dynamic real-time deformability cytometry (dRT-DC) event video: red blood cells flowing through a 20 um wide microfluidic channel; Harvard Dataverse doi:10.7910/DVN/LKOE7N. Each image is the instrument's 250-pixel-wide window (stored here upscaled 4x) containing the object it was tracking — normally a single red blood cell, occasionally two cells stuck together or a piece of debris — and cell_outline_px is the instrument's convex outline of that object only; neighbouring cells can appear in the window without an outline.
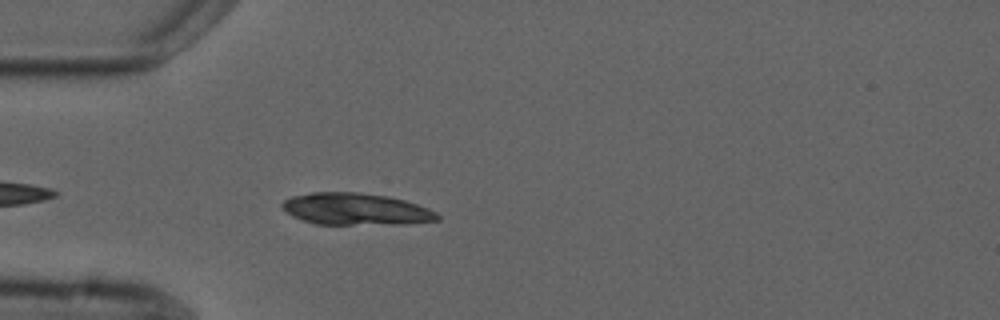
{"species": "common noctule bat (a hibernating species)", "species_latin": "Nyctalus noctula", "temperature_condition": "cold", "stored_images_in_passage": 4, "camera_frame_rate_fps": 3000, "um_per_image_px": 0.085, "animal": {"sex": "male", "forearm_length_mm": 52.5}, "frame": {"image": 1, "passage_image": 4, "time_ms": 4.333, "image_size_px": [1000, 320], "cell_outline_px": [[440, 220], [404, 224], [316, 224], [292, 216], [280, 204], [284, 200], [292, 196], [312, 192], [360, 192], [388, 196], [404, 200], [428, 208], [436, 212], [440, 216]], "centroid_in_image_um": [30.26, 17.77], "position_along_channel_um": 54.7, "area_um2": 28.78}}